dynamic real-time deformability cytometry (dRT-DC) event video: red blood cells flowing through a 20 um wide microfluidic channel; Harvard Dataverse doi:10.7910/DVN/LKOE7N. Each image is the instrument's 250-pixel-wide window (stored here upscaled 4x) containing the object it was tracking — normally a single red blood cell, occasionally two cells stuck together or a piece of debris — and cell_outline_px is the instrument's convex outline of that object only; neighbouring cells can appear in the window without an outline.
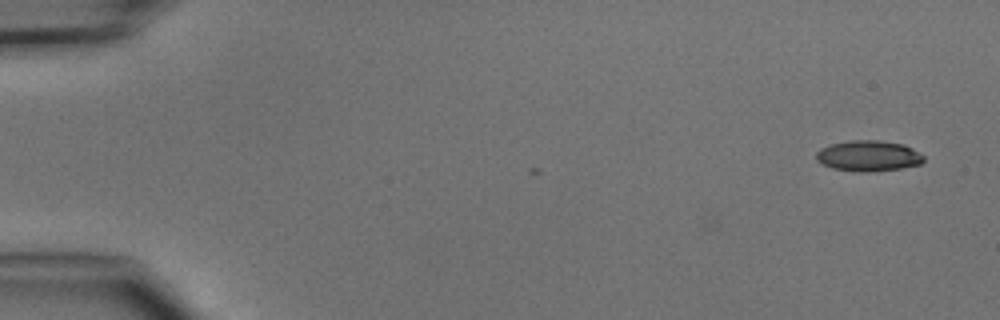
{"species": "common noctule bat (a hibernating species)", "species_latin": "Nyctalus noctula", "temperature_condition": "cold", "stored_images_in_passage": 3, "segment_of_instrument_passage": [2, 2], "camera_frame_rate_fps": 3000, "um_per_image_px": 0.085, "animal": {"sex": "male", "body_mass_g": 15.6}, "frame": {"image": 1, "passage_image": 3, "time_ms": 3.0, "image_size_px": [1000, 320], "cell_outline_px": [[924, 160], [920, 164], [900, 168], [868, 172], [856, 172], [832, 168], [816, 160], [816, 152], [820, 148], [832, 144], [852, 140], [880, 140], [904, 144], [912, 148], [924, 156]], "centroid_in_image_um": [73.81, 13.25], "position_along_channel_um": 11.2, "area_um2": 19.25}}